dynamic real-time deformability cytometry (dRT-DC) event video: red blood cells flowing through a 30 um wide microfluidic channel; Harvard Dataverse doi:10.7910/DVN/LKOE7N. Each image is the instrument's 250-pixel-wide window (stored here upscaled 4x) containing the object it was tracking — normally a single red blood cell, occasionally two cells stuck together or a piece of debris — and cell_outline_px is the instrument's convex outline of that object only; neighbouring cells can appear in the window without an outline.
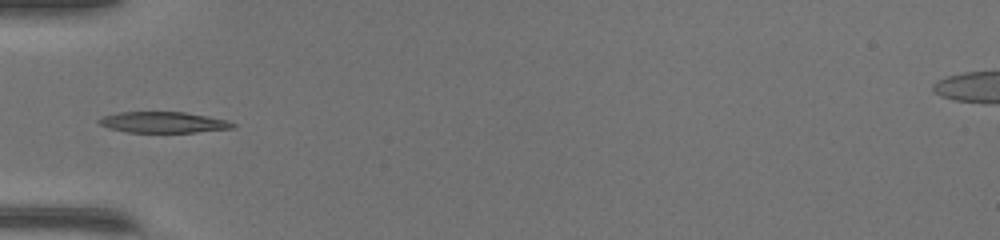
{"species": "common noctule bat (a hibernating species)", "species_latin": "Nyctalus noctula", "temperature_condition": "warm", "stored_images_in_passage": 33, "camera_frame_rate_fps": 3000, "um_per_image_px": 0.085, "animal": {"sex": "female", "body_mass_g": 17.0, "forearm_length_mm": 48.0}, "frame": {"image": 1, "passage_image": 1, "time_ms": 0.0, "image_size_px": [1000, 240], "cell_outline_px": [[236, 128], [196, 132], [128, 132], [108, 128], [100, 124], [96, 120], [100, 116], [120, 112], [184, 112], [208, 116], [228, 120], [236, 124]], "centroid_in_image_um": [13.88, 10.39], "position_along_channel_um": 71.1, "area_um2": 16.47}}
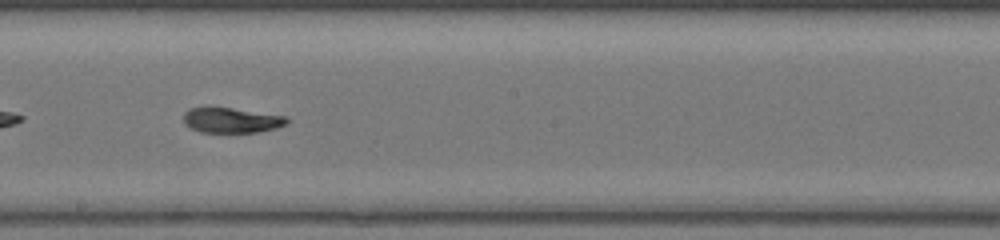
{"frame": {"image": 2, "passage_image": 12, "time_ms": 3.667, "image_size_px": [1000, 240], "cell_outline_px": [[288, 124], [276, 128], [256, 132], [200, 132], [184, 124], [184, 112], [188, 108], [208, 104], [288, 116]], "centroid_in_image_um": [19.63, 10.17], "position_along_channel_um": 228.6, "area_um2": 15.84}}
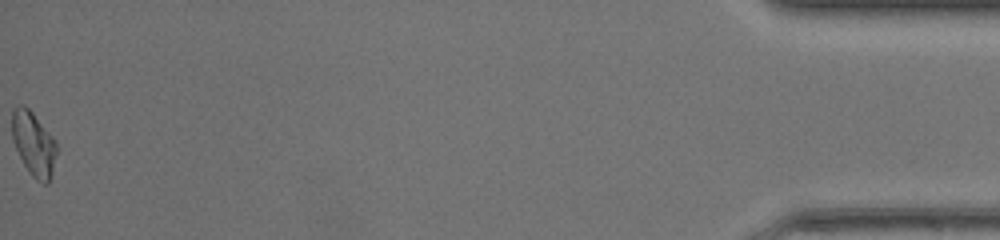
{"frame": {"image": 3, "passage_image": 33, "time_ms": 10.667, "image_size_px": [1000, 240], "cell_outline_px": [[56, 152], [52, 176], [48, 184], [44, 184], [36, 180], [28, 172], [12, 140], [12, 108], [20, 104], [24, 104], [32, 112], [56, 140]], "centroid_in_image_um": [2.85, 12.22], "position_along_channel_um": 432.3, "area_um2": 16.76}, "authors_computed_cell_mechanics": {"area_um2": 16.3574, "velocity_mm_per_s": 4.2912, "shape_relaxation_time_tau1_ms": 9.4915, "shape_relaxation_time_tau2_ms": 1.2868, "deformation_change_tau1": 0.3229, "deformation_change_tau2": 0.0618}}